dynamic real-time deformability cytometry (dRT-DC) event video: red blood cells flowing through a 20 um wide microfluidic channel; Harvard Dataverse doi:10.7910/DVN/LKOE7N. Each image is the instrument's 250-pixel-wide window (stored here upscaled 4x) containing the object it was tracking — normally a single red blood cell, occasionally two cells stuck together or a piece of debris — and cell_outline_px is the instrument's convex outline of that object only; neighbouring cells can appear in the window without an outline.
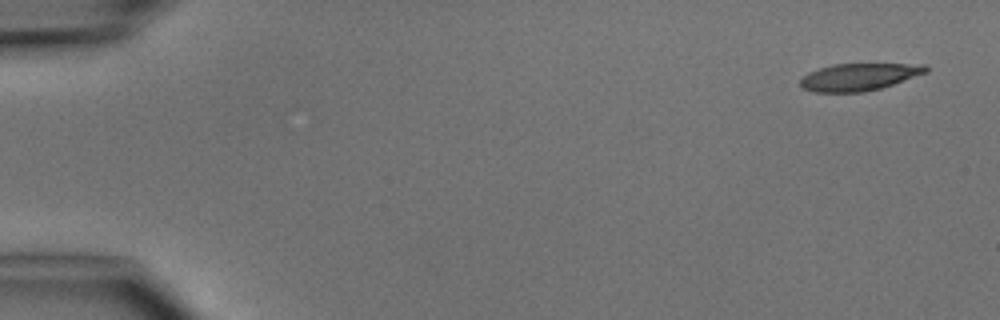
{"species": "common noctule bat (a hibernating species)", "species_latin": "Nyctalus noctula", "temperature_condition": "cold", "stored_images_in_passage": 5, "camera_frame_rate_fps": 3000, "um_per_image_px": 0.085, "animal": {"sex": "male", "body_mass_g": 15.6}, "frame": {"image": 1, "passage_image": 1, "time_ms": 0.0, "image_size_px": [1000, 320], "cell_outline_px": [[928, 72], [880, 88], [864, 92], [812, 92], [800, 88], [800, 80], [808, 72], [832, 64], [924, 64], [928, 68]], "centroid_in_image_um": [72.97, 6.54], "position_along_channel_um": 12.0, "area_um2": 19.88}}
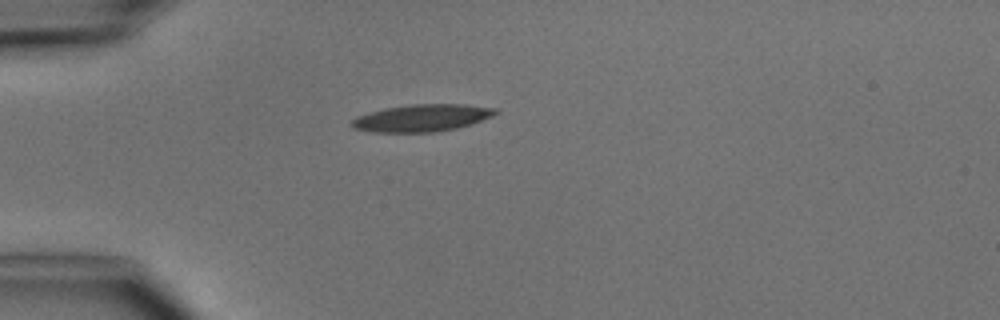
{"frame": {"image": 2, "passage_image": 4, "time_ms": 3.667, "image_size_px": [1000, 320], "cell_outline_px": [[500, 112], [492, 116], [472, 124], [456, 128], [436, 132], [372, 132], [352, 128], [352, 120], [356, 116], [384, 108], [412, 104], [464, 104], [496, 108]], "centroid_in_image_um": [35.88, 10.02], "position_along_channel_um": 49.1, "area_um2": 22.83}}